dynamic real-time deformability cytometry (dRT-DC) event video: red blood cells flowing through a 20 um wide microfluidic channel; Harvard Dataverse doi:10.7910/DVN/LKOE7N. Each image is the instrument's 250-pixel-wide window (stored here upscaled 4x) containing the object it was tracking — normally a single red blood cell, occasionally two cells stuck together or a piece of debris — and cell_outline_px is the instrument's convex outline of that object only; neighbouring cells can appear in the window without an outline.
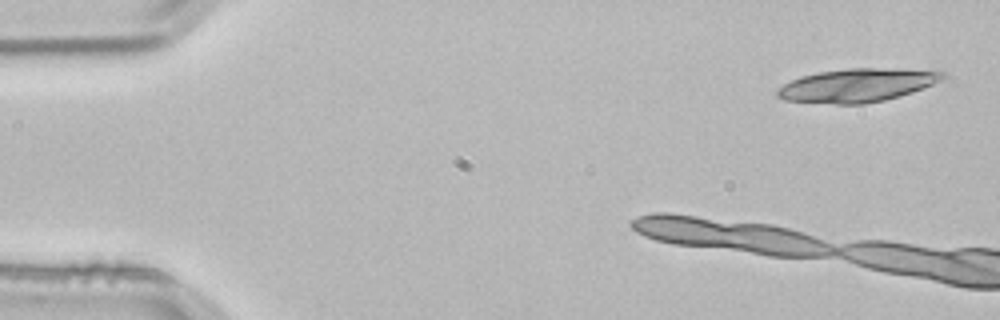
{"species": "common noctule bat (a hibernating species)", "species_latin": "Nyctalus noctula", "temperature_condition": "room temperature", "stored_images_in_passage": 5, "camera_frame_rate_fps": 3000, "um_per_image_px": 0.085, "animal": {"sex": "male", "body_mass_g": 21.5, "forearm_length_mm": 52.0}, "frame": {"image": 1, "passage_image": 1, "time_ms": 0.0, "image_size_px": [1000, 320], "cell_outline_px": [[944, 76], [940, 80], [924, 88], [912, 92], [884, 100], [864, 104], [836, 104], [784, 100], [776, 96], [776, 92], [784, 84], [800, 76], [820, 72], [848, 68], [900, 68], [944, 72]], "centroid_in_image_um": [72.84, 7.25], "position_along_channel_um": 12.2, "area_um2": 31.96}}